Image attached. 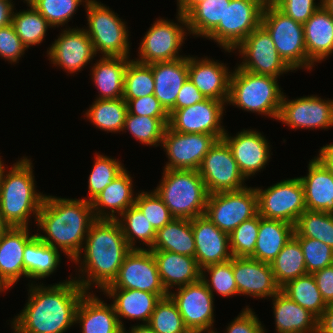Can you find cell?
I'll return each instance as SVG.
<instances>
[{
	"instance_id": "cell-30",
	"label": "cell",
	"mask_w": 333,
	"mask_h": 333,
	"mask_svg": "<svg viewBox=\"0 0 333 333\" xmlns=\"http://www.w3.org/2000/svg\"><path fill=\"white\" fill-rule=\"evenodd\" d=\"M102 292L113 299L112 305L122 329L124 324L121 318L137 319L148 324L156 303L161 299L155 293L137 289L105 288Z\"/></svg>"
},
{
	"instance_id": "cell-37",
	"label": "cell",
	"mask_w": 333,
	"mask_h": 333,
	"mask_svg": "<svg viewBox=\"0 0 333 333\" xmlns=\"http://www.w3.org/2000/svg\"><path fill=\"white\" fill-rule=\"evenodd\" d=\"M150 250H163L187 256H195V239L191 220L174 218L156 231Z\"/></svg>"
},
{
	"instance_id": "cell-59",
	"label": "cell",
	"mask_w": 333,
	"mask_h": 333,
	"mask_svg": "<svg viewBox=\"0 0 333 333\" xmlns=\"http://www.w3.org/2000/svg\"><path fill=\"white\" fill-rule=\"evenodd\" d=\"M317 287L327 305H333V265L313 273Z\"/></svg>"
},
{
	"instance_id": "cell-14",
	"label": "cell",
	"mask_w": 333,
	"mask_h": 333,
	"mask_svg": "<svg viewBox=\"0 0 333 333\" xmlns=\"http://www.w3.org/2000/svg\"><path fill=\"white\" fill-rule=\"evenodd\" d=\"M198 173L209 194L222 191H237L247 187L228 144L219 139L204 156Z\"/></svg>"
},
{
	"instance_id": "cell-51",
	"label": "cell",
	"mask_w": 333,
	"mask_h": 333,
	"mask_svg": "<svg viewBox=\"0 0 333 333\" xmlns=\"http://www.w3.org/2000/svg\"><path fill=\"white\" fill-rule=\"evenodd\" d=\"M260 215L243 221L229 235L230 251L233 257H250L255 250Z\"/></svg>"
},
{
	"instance_id": "cell-15",
	"label": "cell",
	"mask_w": 333,
	"mask_h": 333,
	"mask_svg": "<svg viewBox=\"0 0 333 333\" xmlns=\"http://www.w3.org/2000/svg\"><path fill=\"white\" fill-rule=\"evenodd\" d=\"M168 295L175 302L185 326L191 333H215L214 296L200 279L177 288Z\"/></svg>"
},
{
	"instance_id": "cell-64",
	"label": "cell",
	"mask_w": 333,
	"mask_h": 333,
	"mask_svg": "<svg viewBox=\"0 0 333 333\" xmlns=\"http://www.w3.org/2000/svg\"><path fill=\"white\" fill-rule=\"evenodd\" d=\"M123 333H156L149 324H138L136 326H132L131 330L128 332L125 328L123 329Z\"/></svg>"
},
{
	"instance_id": "cell-34",
	"label": "cell",
	"mask_w": 333,
	"mask_h": 333,
	"mask_svg": "<svg viewBox=\"0 0 333 333\" xmlns=\"http://www.w3.org/2000/svg\"><path fill=\"white\" fill-rule=\"evenodd\" d=\"M295 226L280 220L260 216L254 253L249 257L270 264L294 235Z\"/></svg>"
},
{
	"instance_id": "cell-45",
	"label": "cell",
	"mask_w": 333,
	"mask_h": 333,
	"mask_svg": "<svg viewBox=\"0 0 333 333\" xmlns=\"http://www.w3.org/2000/svg\"><path fill=\"white\" fill-rule=\"evenodd\" d=\"M293 236L317 239L333 249V214L305 210L295 225Z\"/></svg>"
},
{
	"instance_id": "cell-66",
	"label": "cell",
	"mask_w": 333,
	"mask_h": 333,
	"mask_svg": "<svg viewBox=\"0 0 333 333\" xmlns=\"http://www.w3.org/2000/svg\"><path fill=\"white\" fill-rule=\"evenodd\" d=\"M259 3L263 8L277 6L279 0H254Z\"/></svg>"
},
{
	"instance_id": "cell-17",
	"label": "cell",
	"mask_w": 333,
	"mask_h": 333,
	"mask_svg": "<svg viewBox=\"0 0 333 333\" xmlns=\"http://www.w3.org/2000/svg\"><path fill=\"white\" fill-rule=\"evenodd\" d=\"M225 105L223 101L206 98L186 108L171 109L168 127L180 133H203L222 139L226 132L221 125Z\"/></svg>"
},
{
	"instance_id": "cell-54",
	"label": "cell",
	"mask_w": 333,
	"mask_h": 333,
	"mask_svg": "<svg viewBox=\"0 0 333 333\" xmlns=\"http://www.w3.org/2000/svg\"><path fill=\"white\" fill-rule=\"evenodd\" d=\"M26 49L12 24L0 28V57L10 63H17Z\"/></svg>"
},
{
	"instance_id": "cell-32",
	"label": "cell",
	"mask_w": 333,
	"mask_h": 333,
	"mask_svg": "<svg viewBox=\"0 0 333 333\" xmlns=\"http://www.w3.org/2000/svg\"><path fill=\"white\" fill-rule=\"evenodd\" d=\"M76 323H80L82 333H123L113 305H107L90 292L79 302Z\"/></svg>"
},
{
	"instance_id": "cell-26",
	"label": "cell",
	"mask_w": 333,
	"mask_h": 333,
	"mask_svg": "<svg viewBox=\"0 0 333 333\" xmlns=\"http://www.w3.org/2000/svg\"><path fill=\"white\" fill-rule=\"evenodd\" d=\"M308 70L333 53V16L321 5L303 24Z\"/></svg>"
},
{
	"instance_id": "cell-8",
	"label": "cell",
	"mask_w": 333,
	"mask_h": 333,
	"mask_svg": "<svg viewBox=\"0 0 333 333\" xmlns=\"http://www.w3.org/2000/svg\"><path fill=\"white\" fill-rule=\"evenodd\" d=\"M261 25L270 34L280 57L293 71L299 68L308 70L303 24L274 6L263 9Z\"/></svg>"
},
{
	"instance_id": "cell-4",
	"label": "cell",
	"mask_w": 333,
	"mask_h": 333,
	"mask_svg": "<svg viewBox=\"0 0 333 333\" xmlns=\"http://www.w3.org/2000/svg\"><path fill=\"white\" fill-rule=\"evenodd\" d=\"M3 171L0 182V211L11 227H29V217L35 221L46 194L36 192L35 176L30 159L23 157Z\"/></svg>"
},
{
	"instance_id": "cell-57",
	"label": "cell",
	"mask_w": 333,
	"mask_h": 333,
	"mask_svg": "<svg viewBox=\"0 0 333 333\" xmlns=\"http://www.w3.org/2000/svg\"><path fill=\"white\" fill-rule=\"evenodd\" d=\"M225 333H265V329L255 312L246 307L228 325Z\"/></svg>"
},
{
	"instance_id": "cell-63",
	"label": "cell",
	"mask_w": 333,
	"mask_h": 333,
	"mask_svg": "<svg viewBox=\"0 0 333 333\" xmlns=\"http://www.w3.org/2000/svg\"><path fill=\"white\" fill-rule=\"evenodd\" d=\"M205 0H177L178 12L186 16L197 4Z\"/></svg>"
},
{
	"instance_id": "cell-40",
	"label": "cell",
	"mask_w": 333,
	"mask_h": 333,
	"mask_svg": "<svg viewBox=\"0 0 333 333\" xmlns=\"http://www.w3.org/2000/svg\"><path fill=\"white\" fill-rule=\"evenodd\" d=\"M231 0H205L197 4L185 17L188 34L206 38L224 19L226 4Z\"/></svg>"
},
{
	"instance_id": "cell-31",
	"label": "cell",
	"mask_w": 333,
	"mask_h": 333,
	"mask_svg": "<svg viewBox=\"0 0 333 333\" xmlns=\"http://www.w3.org/2000/svg\"><path fill=\"white\" fill-rule=\"evenodd\" d=\"M152 72L154 95L169 112L175 106L178 93L188 79V56L152 63Z\"/></svg>"
},
{
	"instance_id": "cell-24",
	"label": "cell",
	"mask_w": 333,
	"mask_h": 333,
	"mask_svg": "<svg viewBox=\"0 0 333 333\" xmlns=\"http://www.w3.org/2000/svg\"><path fill=\"white\" fill-rule=\"evenodd\" d=\"M231 73L224 63L188 56V78L208 99L227 103Z\"/></svg>"
},
{
	"instance_id": "cell-39",
	"label": "cell",
	"mask_w": 333,
	"mask_h": 333,
	"mask_svg": "<svg viewBox=\"0 0 333 333\" xmlns=\"http://www.w3.org/2000/svg\"><path fill=\"white\" fill-rule=\"evenodd\" d=\"M127 112V103L123 98L95 99L85 115L99 129L118 133L123 130Z\"/></svg>"
},
{
	"instance_id": "cell-10",
	"label": "cell",
	"mask_w": 333,
	"mask_h": 333,
	"mask_svg": "<svg viewBox=\"0 0 333 333\" xmlns=\"http://www.w3.org/2000/svg\"><path fill=\"white\" fill-rule=\"evenodd\" d=\"M177 15L179 24L163 18L154 21L140 42L139 57L134 60L143 64H152L186 57L179 55V51L183 46L188 26L186 17L181 13Z\"/></svg>"
},
{
	"instance_id": "cell-9",
	"label": "cell",
	"mask_w": 333,
	"mask_h": 333,
	"mask_svg": "<svg viewBox=\"0 0 333 333\" xmlns=\"http://www.w3.org/2000/svg\"><path fill=\"white\" fill-rule=\"evenodd\" d=\"M258 214V196L255 188L222 191L208 196L205 216L221 231L231 234L243 221Z\"/></svg>"
},
{
	"instance_id": "cell-41",
	"label": "cell",
	"mask_w": 333,
	"mask_h": 333,
	"mask_svg": "<svg viewBox=\"0 0 333 333\" xmlns=\"http://www.w3.org/2000/svg\"><path fill=\"white\" fill-rule=\"evenodd\" d=\"M280 290L317 318L328 307L321 296L313 274H306L287 282Z\"/></svg>"
},
{
	"instance_id": "cell-55",
	"label": "cell",
	"mask_w": 333,
	"mask_h": 333,
	"mask_svg": "<svg viewBox=\"0 0 333 333\" xmlns=\"http://www.w3.org/2000/svg\"><path fill=\"white\" fill-rule=\"evenodd\" d=\"M314 1L315 0H279L276 7L294 21L304 24L322 5V0H320L318 4Z\"/></svg>"
},
{
	"instance_id": "cell-38",
	"label": "cell",
	"mask_w": 333,
	"mask_h": 333,
	"mask_svg": "<svg viewBox=\"0 0 333 333\" xmlns=\"http://www.w3.org/2000/svg\"><path fill=\"white\" fill-rule=\"evenodd\" d=\"M270 265L276 284L280 288L287 282L307 274L304 254L294 236L286 243Z\"/></svg>"
},
{
	"instance_id": "cell-36",
	"label": "cell",
	"mask_w": 333,
	"mask_h": 333,
	"mask_svg": "<svg viewBox=\"0 0 333 333\" xmlns=\"http://www.w3.org/2000/svg\"><path fill=\"white\" fill-rule=\"evenodd\" d=\"M61 262L60 252L35 235L25 246L23 263L25 277L43 279L55 272Z\"/></svg>"
},
{
	"instance_id": "cell-43",
	"label": "cell",
	"mask_w": 333,
	"mask_h": 333,
	"mask_svg": "<svg viewBox=\"0 0 333 333\" xmlns=\"http://www.w3.org/2000/svg\"><path fill=\"white\" fill-rule=\"evenodd\" d=\"M30 7L27 10L13 12L12 25L15 32L20 37L23 44L29 46L40 44L46 36L47 28L52 26L48 21L29 3L27 0L24 3Z\"/></svg>"
},
{
	"instance_id": "cell-62",
	"label": "cell",
	"mask_w": 333,
	"mask_h": 333,
	"mask_svg": "<svg viewBox=\"0 0 333 333\" xmlns=\"http://www.w3.org/2000/svg\"><path fill=\"white\" fill-rule=\"evenodd\" d=\"M317 157L333 174V143L321 147Z\"/></svg>"
},
{
	"instance_id": "cell-65",
	"label": "cell",
	"mask_w": 333,
	"mask_h": 333,
	"mask_svg": "<svg viewBox=\"0 0 333 333\" xmlns=\"http://www.w3.org/2000/svg\"><path fill=\"white\" fill-rule=\"evenodd\" d=\"M11 228V226L4 220L0 211V238Z\"/></svg>"
},
{
	"instance_id": "cell-56",
	"label": "cell",
	"mask_w": 333,
	"mask_h": 333,
	"mask_svg": "<svg viewBox=\"0 0 333 333\" xmlns=\"http://www.w3.org/2000/svg\"><path fill=\"white\" fill-rule=\"evenodd\" d=\"M124 101L127 103L128 113L132 115L169 117V113L160 104L154 94Z\"/></svg>"
},
{
	"instance_id": "cell-23",
	"label": "cell",
	"mask_w": 333,
	"mask_h": 333,
	"mask_svg": "<svg viewBox=\"0 0 333 333\" xmlns=\"http://www.w3.org/2000/svg\"><path fill=\"white\" fill-rule=\"evenodd\" d=\"M233 274L238 295L272 297L280 290L271 265L249 257H233Z\"/></svg>"
},
{
	"instance_id": "cell-61",
	"label": "cell",
	"mask_w": 333,
	"mask_h": 333,
	"mask_svg": "<svg viewBox=\"0 0 333 333\" xmlns=\"http://www.w3.org/2000/svg\"><path fill=\"white\" fill-rule=\"evenodd\" d=\"M14 4L12 1L0 0V28L12 23Z\"/></svg>"
},
{
	"instance_id": "cell-46",
	"label": "cell",
	"mask_w": 333,
	"mask_h": 333,
	"mask_svg": "<svg viewBox=\"0 0 333 333\" xmlns=\"http://www.w3.org/2000/svg\"><path fill=\"white\" fill-rule=\"evenodd\" d=\"M154 94L152 64L130 60L125 72L123 99L131 100Z\"/></svg>"
},
{
	"instance_id": "cell-67",
	"label": "cell",
	"mask_w": 333,
	"mask_h": 333,
	"mask_svg": "<svg viewBox=\"0 0 333 333\" xmlns=\"http://www.w3.org/2000/svg\"><path fill=\"white\" fill-rule=\"evenodd\" d=\"M322 5L333 16V0H322Z\"/></svg>"
},
{
	"instance_id": "cell-47",
	"label": "cell",
	"mask_w": 333,
	"mask_h": 333,
	"mask_svg": "<svg viewBox=\"0 0 333 333\" xmlns=\"http://www.w3.org/2000/svg\"><path fill=\"white\" fill-rule=\"evenodd\" d=\"M148 324L156 333H191L169 295L156 303Z\"/></svg>"
},
{
	"instance_id": "cell-12",
	"label": "cell",
	"mask_w": 333,
	"mask_h": 333,
	"mask_svg": "<svg viewBox=\"0 0 333 333\" xmlns=\"http://www.w3.org/2000/svg\"><path fill=\"white\" fill-rule=\"evenodd\" d=\"M263 7L254 0H231L226 4L224 19L206 37L227 52L234 49L261 25Z\"/></svg>"
},
{
	"instance_id": "cell-35",
	"label": "cell",
	"mask_w": 333,
	"mask_h": 333,
	"mask_svg": "<svg viewBox=\"0 0 333 333\" xmlns=\"http://www.w3.org/2000/svg\"><path fill=\"white\" fill-rule=\"evenodd\" d=\"M129 57L103 56L91 68L92 80L99 90L97 99L123 98V85Z\"/></svg>"
},
{
	"instance_id": "cell-60",
	"label": "cell",
	"mask_w": 333,
	"mask_h": 333,
	"mask_svg": "<svg viewBox=\"0 0 333 333\" xmlns=\"http://www.w3.org/2000/svg\"><path fill=\"white\" fill-rule=\"evenodd\" d=\"M317 333H333V305H328L318 317Z\"/></svg>"
},
{
	"instance_id": "cell-22",
	"label": "cell",
	"mask_w": 333,
	"mask_h": 333,
	"mask_svg": "<svg viewBox=\"0 0 333 333\" xmlns=\"http://www.w3.org/2000/svg\"><path fill=\"white\" fill-rule=\"evenodd\" d=\"M195 239V259L200 267L223 263L232 259L229 234L221 231L205 215L191 220Z\"/></svg>"
},
{
	"instance_id": "cell-19",
	"label": "cell",
	"mask_w": 333,
	"mask_h": 333,
	"mask_svg": "<svg viewBox=\"0 0 333 333\" xmlns=\"http://www.w3.org/2000/svg\"><path fill=\"white\" fill-rule=\"evenodd\" d=\"M291 129H329L333 127V99L303 96L288 100L283 94L278 119Z\"/></svg>"
},
{
	"instance_id": "cell-6",
	"label": "cell",
	"mask_w": 333,
	"mask_h": 333,
	"mask_svg": "<svg viewBox=\"0 0 333 333\" xmlns=\"http://www.w3.org/2000/svg\"><path fill=\"white\" fill-rule=\"evenodd\" d=\"M277 82L275 77L254 74L237 66L231 73L227 104L277 120L284 94Z\"/></svg>"
},
{
	"instance_id": "cell-68",
	"label": "cell",
	"mask_w": 333,
	"mask_h": 333,
	"mask_svg": "<svg viewBox=\"0 0 333 333\" xmlns=\"http://www.w3.org/2000/svg\"><path fill=\"white\" fill-rule=\"evenodd\" d=\"M10 289L1 279H0V293L4 290Z\"/></svg>"
},
{
	"instance_id": "cell-53",
	"label": "cell",
	"mask_w": 333,
	"mask_h": 333,
	"mask_svg": "<svg viewBox=\"0 0 333 333\" xmlns=\"http://www.w3.org/2000/svg\"><path fill=\"white\" fill-rule=\"evenodd\" d=\"M302 249L307 274L333 265V249L325 243L307 237H295Z\"/></svg>"
},
{
	"instance_id": "cell-28",
	"label": "cell",
	"mask_w": 333,
	"mask_h": 333,
	"mask_svg": "<svg viewBox=\"0 0 333 333\" xmlns=\"http://www.w3.org/2000/svg\"><path fill=\"white\" fill-rule=\"evenodd\" d=\"M161 282L168 293L171 288L186 286L201 279V269L195 257L163 250H151Z\"/></svg>"
},
{
	"instance_id": "cell-49",
	"label": "cell",
	"mask_w": 333,
	"mask_h": 333,
	"mask_svg": "<svg viewBox=\"0 0 333 333\" xmlns=\"http://www.w3.org/2000/svg\"><path fill=\"white\" fill-rule=\"evenodd\" d=\"M210 276V279L206 277ZM201 280L205 283L208 290L213 294L217 292L222 297H230L238 294L234 274H233V257L231 260L213 264L201 269Z\"/></svg>"
},
{
	"instance_id": "cell-48",
	"label": "cell",
	"mask_w": 333,
	"mask_h": 333,
	"mask_svg": "<svg viewBox=\"0 0 333 333\" xmlns=\"http://www.w3.org/2000/svg\"><path fill=\"white\" fill-rule=\"evenodd\" d=\"M123 164L114 158L96 153L93 169L88 179L89 197L91 202L124 170Z\"/></svg>"
},
{
	"instance_id": "cell-20",
	"label": "cell",
	"mask_w": 333,
	"mask_h": 333,
	"mask_svg": "<svg viewBox=\"0 0 333 333\" xmlns=\"http://www.w3.org/2000/svg\"><path fill=\"white\" fill-rule=\"evenodd\" d=\"M61 32L47 50V57L69 74L79 72L96 56L92 41L83 28L69 27Z\"/></svg>"
},
{
	"instance_id": "cell-16",
	"label": "cell",
	"mask_w": 333,
	"mask_h": 333,
	"mask_svg": "<svg viewBox=\"0 0 333 333\" xmlns=\"http://www.w3.org/2000/svg\"><path fill=\"white\" fill-rule=\"evenodd\" d=\"M106 288L137 289L155 293L160 298L168 296L153 253L148 249H131L124 257L117 277Z\"/></svg>"
},
{
	"instance_id": "cell-13",
	"label": "cell",
	"mask_w": 333,
	"mask_h": 333,
	"mask_svg": "<svg viewBox=\"0 0 333 333\" xmlns=\"http://www.w3.org/2000/svg\"><path fill=\"white\" fill-rule=\"evenodd\" d=\"M235 50L243 58L237 66L248 72L278 78L293 71L280 57L270 34L262 25L253 30Z\"/></svg>"
},
{
	"instance_id": "cell-3",
	"label": "cell",
	"mask_w": 333,
	"mask_h": 333,
	"mask_svg": "<svg viewBox=\"0 0 333 333\" xmlns=\"http://www.w3.org/2000/svg\"><path fill=\"white\" fill-rule=\"evenodd\" d=\"M130 250L116 219H96L86 236L82 260H73L76 264L80 263L78 272H81V276L74 279L86 292L93 284L103 291L117 277L124 257Z\"/></svg>"
},
{
	"instance_id": "cell-69",
	"label": "cell",
	"mask_w": 333,
	"mask_h": 333,
	"mask_svg": "<svg viewBox=\"0 0 333 333\" xmlns=\"http://www.w3.org/2000/svg\"><path fill=\"white\" fill-rule=\"evenodd\" d=\"M4 169H5V165H4L3 161L0 158V182H1V177H2Z\"/></svg>"
},
{
	"instance_id": "cell-27",
	"label": "cell",
	"mask_w": 333,
	"mask_h": 333,
	"mask_svg": "<svg viewBox=\"0 0 333 333\" xmlns=\"http://www.w3.org/2000/svg\"><path fill=\"white\" fill-rule=\"evenodd\" d=\"M306 210L333 214V174L316 156L309 161L307 176L299 177Z\"/></svg>"
},
{
	"instance_id": "cell-52",
	"label": "cell",
	"mask_w": 333,
	"mask_h": 333,
	"mask_svg": "<svg viewBox=\"0 0 333 333\" xmlns=\"http://www.w3.org/2000/svg\"><path fill=\"white\" fill-rule=\"evenodd\" d=\"M135 205L156 231L174 219L163 200L155 191H151V193L141 191L138 195L136 193Z\"/></svg>"
},
{
	"instance_id": "cell-33",
	"label": "cell",
	"mask_w": 333,
	"mask_h": 333,
	"mask_svg": "<svg viewBox=\"0 0 333 333\" xmlns=\"http://www.w3.org/2000/svg\"><path fill=\"white\" fill-rule=\"evenodd\" d=\"M276 333H317L318 318L279 290L272 299Z\"/></svg>"
},
{
	"instance_id": "cell-11",
	"label": "cell",
	"mask_w": 333,
	"mask_h": 333,
	"mask_svg": "<svg viewBox=\"0 0 333 333\" xmlns=\"http://www.w3.org/2000/svg\"><path fill=\"white\" fill-rule=\"evenodd\" d=\"M258 214L267 219L280 220L296 225L306 210L304 188L299 179L282 180L267 189L256 188Z\"/></svg>"
},
{
	"instance_id": "cell-25",
	"label": "cell",
	"mask_w": 333,
	"mask_h": 333,
	"mask_svg": "<svg viewBox=\"0 0 333 333\" xmlns=\"http://www.w3.org/2000/svg\"><path fill=\"white\" fill-rule=\"evenodd\" d=\"M29 227H11L0 238V279L12 288L25 276L23 252L26 244L36 235L29 234Z\"/></svg>"
},
{
	"instance_id": "cell-18",
	"label": "cell",
	"mask_w": 333,
	"mask_h": 333,
	"mask_svg": "<svg viewBox=\"0 0 333 333\" xmlns=\"http://www.w3.org/2000/svg\"><path fill=\"white\" fill-rule=\"evenodd\" d=\"M217 140L214 135L180 133L167 126L160 145L168 157L164 169L198 170L204 156Z\"/></svg>"
},
{
	"instance_id": "cell-21",
	"label": "cell",
	"mask_w": 333,
	"mask_h": 333,
	"mask_svg": "<svg viewBox=\"0 0 333 333\" xmlns=\"http://www.w3.org/2000/svg\"><path fill=\"white\" fill-rule=\"evenodd\" d=\"M222 139L228 144L239 171L245 179H249L266 167L271 156L269 151L271 148L260 132L243 129L236 136L231 137L226 130Z\"/></svg>"
},
{
	"instance_id": "cell-42",
	"label": "cell",
	"mask_w": 333,
	"mask_h": 333,
	"mask_svg": "<svg viewBox=\"0 0 333 333\" xmlns=\"http://www.w3.org/2000/svg\"><path fill=\"white\" fill-rule=\"evenodd\" d=\"M120 217H117L116 220L121 226L122 233L129 248L150 250L155 241L156 230L152 227L150 222H148L139 208L133 205L125 210ZM137 240L143 242L140 244H145L148 248H144V245L143 248L141 246L135 247Z\"/></svg>"
},
{
	"instance_id": "cell-5",
	"label": "cell",
	"mask_w": 333,
	"mask_h": 333,
	"mask_svg": "<svg viewBox=\"0 0 333 333\" xmlns=\"http://www.w3.org/2000/svg\"><path fill=\"white\" fill-rule=\"evenodd\" d=\"M154 189L174 218L192 220L205 214L209 193L198 170L163 169Z\"/></svg>"
},
{
	"instance_id": "cell-2",
	"label": "cell",
	"mask_w": 333,
	"mask_h": 333,
	"mask_svg": "<svg viewBox=\"0 0 333 333\" xmlns=\"http://www.w3.org/2000/svg\"><path fill=\"white\" fill-rule=\"evenodd\" d=\"M46 195L37 217L44 234L36 235L49 246L61 249L71 261L82 257L91 224L96 220L91 202Z\"/></svg>"
},
{
	"instance_id": "cell-44",
	"label": "cell",
	"mask_w": 333,
	"mask_h": 333,
	"mask_svg": "<svg viewBox=\"0 0 333 333\" xmlns=\"http://www.w3.org/2000/svg\"><path fill=\"white\" fill-rule=\"evenodd\" d=\"M169 117H148L127 112L123 131L128 130L142 144L159 146L162 144Z\"/></svg>"
},
{
	"instance_id": "cell-7",
	"label": "cell",
	"mask_w": 333,
	"mask_h": 333,
	"mask_svg": "<svg viewBox=\"0 0 333 333\" xmlns=\"http://www.w3.org/2000/svg\"><path fill=\"white\" fill-rule=\"evenodd\" d=\"M88 29L95 53L109 57H129V30L109 7L96 0H89L85 5ZM129 55V56H128Z\"/></svg>"
},
{
	"instance_id": "cell-58",
	"label": "cell",
	"mask_w": 333,
	"mask_h": 333,
	"mask_svg": "<svg viewBox=\"0 0 333 333\" xmlns=\"http://www.w3.org/2000/svg\"><path fill=\"white\" fill-rule=\"evenodd\" d=\"M206 97L199 91V89L188 78L182 85L175 106L172 109L186 108L195 103L205 100Z\"/></svg>"
},
{
	"instance_id": "cell-1",
	"label": "cell",
	"mask_w": 333,
	"mask_h": 333,
	"mask_svg": "<svg viewBox=\"0 0 333 333\" xmlns=\"http://www.w3.org/2000/svg\"><path fill=\"white\" fill-rule=\"evenodd\" d=\"M37 285V286H36ZM29 286L28 301L11 321L13 333H65L76 320L86 291L73 278L51 286Z\"/></svg>"
},
{
	"instance_id": "cell-50",
	"label": "cell",
	"mask_w": 333,
	"mask_h": 333,
	"mask_svg": "<svg viewBox=\"0 0 333 333\" xmlns=\"http://www.w3.org/2000/svg\"><path fill=\"white\" fill-rule=\"evenodd\" d=\"M52 27L67 24L75 15L78 6L89 0H27Z\"/></svg>"
},
{
	"instance_id": "cell-29",
	"label": "cell",
	"mask_w": 333,
	"mask_h": 333,
	"mask_svg": "<svg viewBox=\"0 0 333 333\" xmlns=\"http://www.w3.org/2000/svg\"><path fill=\"white\" fill-rule=\"evenodd\" d=\"M126 168L97 197L91 201L96 219L115 220L129 207L135 205L133 181ZM110 210V211H108ZM106 209V210H105Z\"/></svg>"
}]
</instances>
